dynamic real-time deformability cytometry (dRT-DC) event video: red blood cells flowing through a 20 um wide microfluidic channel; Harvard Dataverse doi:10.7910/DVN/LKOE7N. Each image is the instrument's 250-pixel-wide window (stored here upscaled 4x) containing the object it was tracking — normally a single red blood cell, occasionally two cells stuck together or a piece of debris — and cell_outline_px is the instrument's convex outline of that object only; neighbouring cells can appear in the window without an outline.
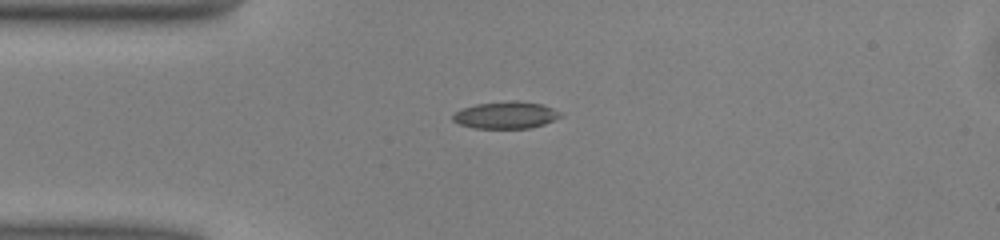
{"species": "common noctule bat (a hibernating species)", "species_latin": "Nyctalus noctula", "temperature_condition": "warm", "stored_images_in_passage": 39, "camera_frame_rate_fps": 3000, "um_per_image_px": 0.085, "animal": {"sex": "male", "body_mass_g": 13.0, "forearm_length_mm": 53.1}, "frame": {"image": 1, "passage_image": 1, "time_ms": 0.0, "image_size_px": [1000, 240], "cell_outline_px": [[564, 112], [560, 116], [544, 124], [528, 128], [472, 128], [460, 124], [452, 120], [452, 116], [460, 108], [476, 104], [512, 100], [516, 100], [540, 104]], "centroid_in_image_um": [42.97, 9.77], "position_along_channel_um": 42.0, "area_um2": 16.94}}
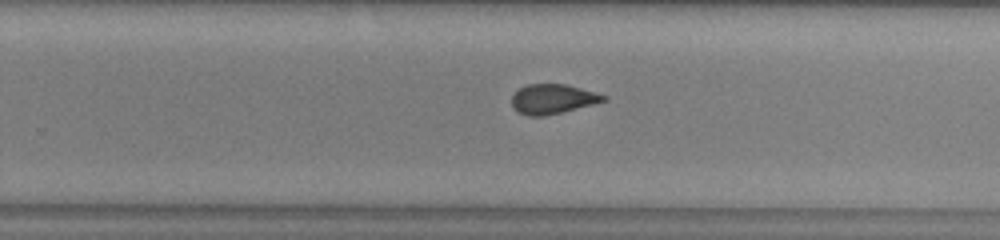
{"frame": {"image": 2, "passage_image": 20, "time_ms": 6.333, "image_size_px": [1000, 240], "cell_outline_px": [[608, 100], [544, 116], [528, 116], [520, 112], [512, 104], [512, 96], [520, 88], [528, 84], [568, 84], [608, 96]], "centroid_in_image_um": [47.01, 8.4], "position_along_channel_um": 282.8, "area_um2": 15.61}}
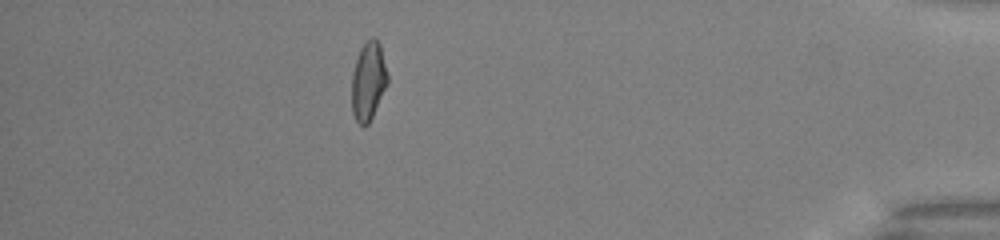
{"frame": {"image": 3, "passage_image": 33, "time_ms": 10.667, "image_size_px": [1000, 240], "cell_outline_px": [[388, 84], [368, 124], [360, 124], [356, 120], [352, 112], [352, 72], [360, 48], [372, 36], [380, 44], [388, 72]], "centroid_in_image_um": [31.32, 6.87], "position_along_channel_um": 403.9, "area_um2": 16.3}, "authors_computed_cell_mechanics": {"area_um2": 16.5308, "velocity_mm_per_s": 4.0786, "shape_relaxation_time_tau1_ms": 6.8882, "shape_relaxation_time_tau2_ms": 1.8967, "deformation_change_tau1": 0.1654, "deformation_change_tau2": 0.0748}}